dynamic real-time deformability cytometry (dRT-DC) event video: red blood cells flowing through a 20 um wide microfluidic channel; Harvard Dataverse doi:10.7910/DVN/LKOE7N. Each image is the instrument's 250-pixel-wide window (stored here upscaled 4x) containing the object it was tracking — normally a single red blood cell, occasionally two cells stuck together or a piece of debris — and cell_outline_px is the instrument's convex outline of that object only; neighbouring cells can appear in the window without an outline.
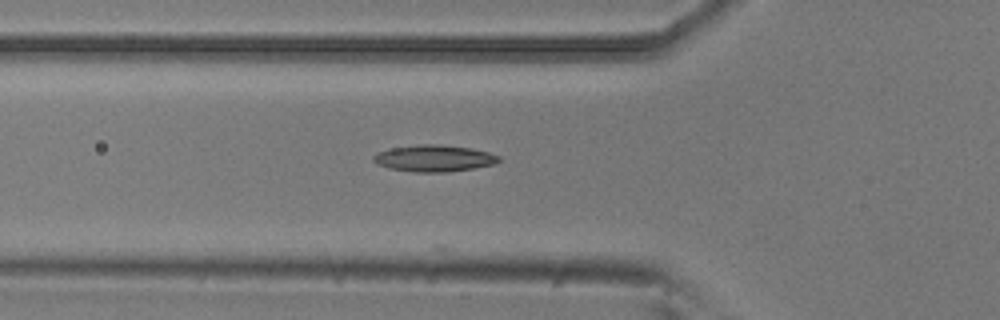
{"species": "common noctule bat (a hibernating species)", "species_latin": "Nyctalus noctula", "temperature_condition": "room temperature", "stored_images_in_passage": 15, "camera_frame_rate_fps": 3000, "um_per_image_px": 0.085, "animal": {"sex": "male", "body_mass_g": 20.5, "forearm_length_mm": 52.5}, "frame": {"image": 1, "passage_image": 9, "time_ms": 2.667, "image_size_px": [1000, 320], "cell_outline_px": [[500, 160], [492, 164], [472, 168], [444, 172], [412, 172], [388, 168], [376, 164], [372, 160], [372, 156], [376, 152], [392, 148], [420, 144], [440, 144], [472, 148], [488, 152], [500, 156]], "centroid_in_image_um": [36.84, 13.45], "position_along_channel_um": 89.0, "area_um2": 19.48}}
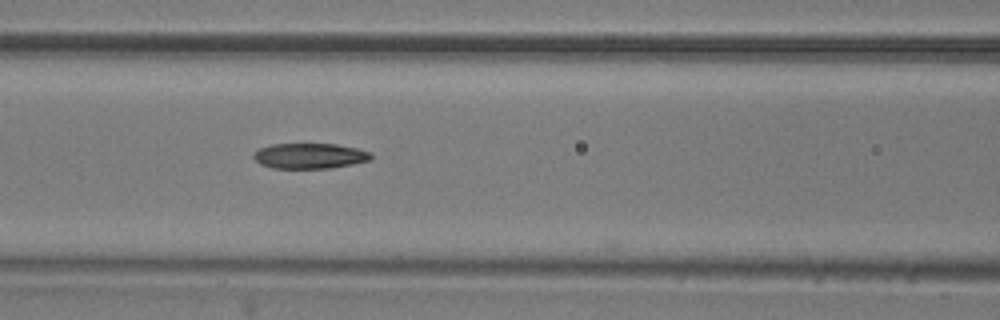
{"frame": {"image": 2, "passage_image": 13, "time_ms": 4.0, "image_size_px": [1000, 320], "cell_outline_px": [[372, 160], [352, 164], [328, 168], [272, 168], [260, 164], [252, 156], [260, 148], [272, 144], [336, 144], [356, 148], [368, 152], [372, 156]], "centroid_in_image_um": [26.32, 13.25], "position_along_channel_um": 140.3, "area_um2": 17.22}}